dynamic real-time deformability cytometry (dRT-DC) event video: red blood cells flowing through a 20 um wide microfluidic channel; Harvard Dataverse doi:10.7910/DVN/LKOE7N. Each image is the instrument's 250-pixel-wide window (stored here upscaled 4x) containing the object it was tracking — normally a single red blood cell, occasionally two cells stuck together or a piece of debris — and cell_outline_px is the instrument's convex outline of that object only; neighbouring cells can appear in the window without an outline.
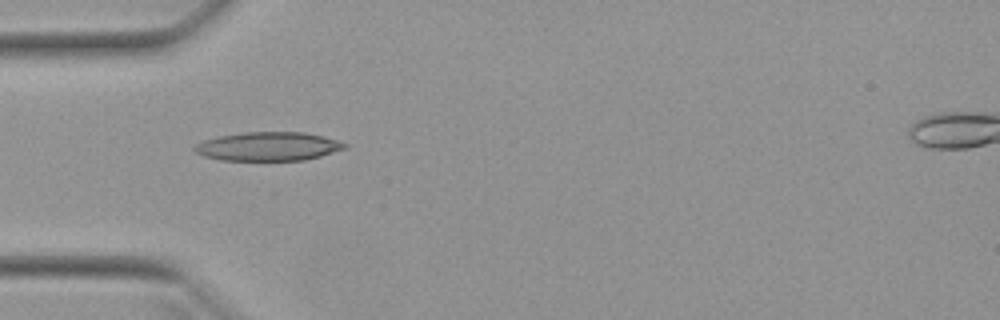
{"species": "Egyptian fruit bat (a non-hibernating species)", "species_latin": "Rousettus aegyptiacus", "temperature_condition": "warm", "stored_images_in_passage": 36, "camera_frame_rate_fps": 3000, "um_per_image_px": 0.085, "animal": {"sex": "female"}, "frame": {"image": 1, "passage_image": 1, "time_ms": 0.0, "image_size_px": [1000, 320], "cell_outline_px": [[348, 144], [344, 148], [320, 156], [304, 160], [220, 160], [204, 156], [196, 152], [192, 148], [196, 144], [204, 140], [220, 136], [244, 132], [304, 132], [324, 136]], "centroid_in_image_um": [22.78, 12.44], "position_along_channel_um": 62.2, "area_um2": 24.97}}
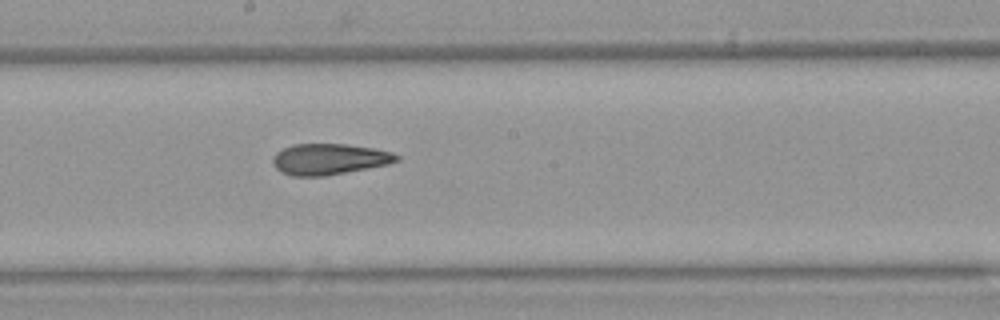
{"frame": {"image": 2, "passage_image": 13, "time_ms": 4.0, "image_size_px": [1000, 320], "cell_outline_px": [[400, 160], [388, 164], [324, 176], [292, 176], [280, 172], [276, 168], [272, 160], [272, 156], [276, 152], [292, 144], [344, 144], [372, 148], [392, 152], [400, 156]], "centroid_in_image_um": [27.96, 13.53], "position_along_channel_um": 220.2, "area_um2": 22.31}}
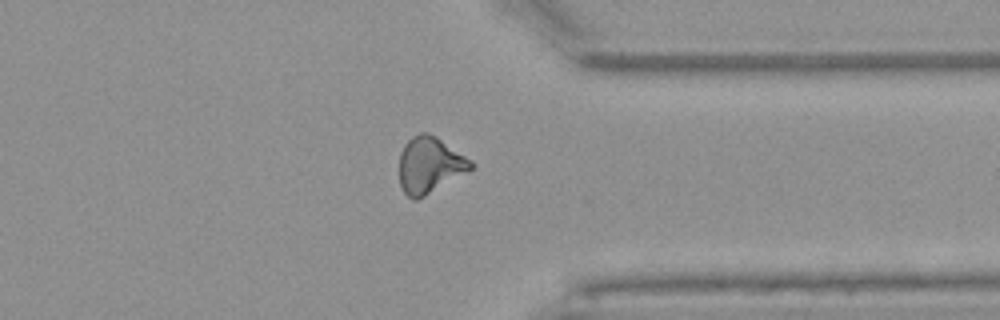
{"frame": {"image": 3, "passage_image": 25, "time_ms": 8.0, "image_size_px": [1000, 320], "cell_outline_px": [[476, 164], [472, 168], [424, 196], [416, 200], [412, 200], [404, 192], [400, 184], [400, 152], [404, 144], [412, 136], [420, 132], [428, 132], [436, 136], [472, 160]], "centroid_in_image_um": [36.51, 14.0], "position_along_channel_um": 374.9, "area_um2": 23.24}, "authors_computed_cell_mechanics": {"area_um2": 22.7154, "velocity_mm_per_s": 3.9872, "shape_relaxation_time_tau1_ms": null, "shape_relaxation_time_tau2_ms": 2.6685, "deformation_change_tau1": null, "deformation_change_tau2": 0.112}}